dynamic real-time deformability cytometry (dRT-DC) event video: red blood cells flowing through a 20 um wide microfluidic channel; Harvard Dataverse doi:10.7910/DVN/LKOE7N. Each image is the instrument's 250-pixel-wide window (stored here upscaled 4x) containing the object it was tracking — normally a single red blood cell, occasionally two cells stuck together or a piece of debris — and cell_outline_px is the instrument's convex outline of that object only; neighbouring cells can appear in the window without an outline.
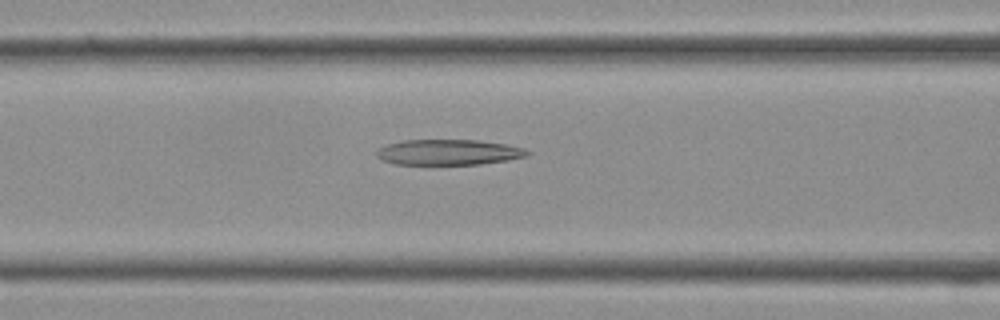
{"species": "Egyptian fruit bat (a non-hibernating species)", "species_latin": "Rousettus aegyptiacus", "temperature_condition": "cold", "stored_images_in_passage": 37, "camera_frame_rate_fps": 3000, "um_per_image_px": 0.085, "frame": {"image": 1, "passage_image": 15, "time_ms": 4.667, "image_size_px": [1000, 320], "cell_outline_px": [[532, 152], [528, 156], [508, 160], [480, 164], [396, 164], [380, 160], [376, 156], [376, 152], [380, 148], [388, 144], [400, 140], [476, 140], [504, 144], [524, 148]], "centroid_in_image_um": [38.13, 12.94], "position_along_channel_um": 128.5, "area_um2": 22.43}}
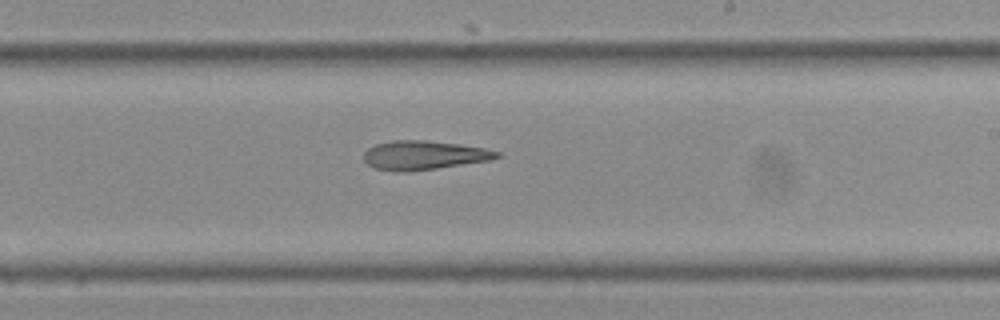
{"frame": {"image": 2, "passage_image": 22, "time_ms": 7.0, "image_size_px": [1000, 320], "cell_outline_px": [[504, 156], [492, 160], [408, 172], [396, 172], [376, 168], [368, 164], [364, 160], [364, 152], [368, 148], [376, 144], [392, 140], [424, 140], [460, 144], [484, 148], [500, 152]], "centroid_in_image_um": [36.06, 13.19], "position_along_channel_um": 252.9, "area_um2": 22.6}}
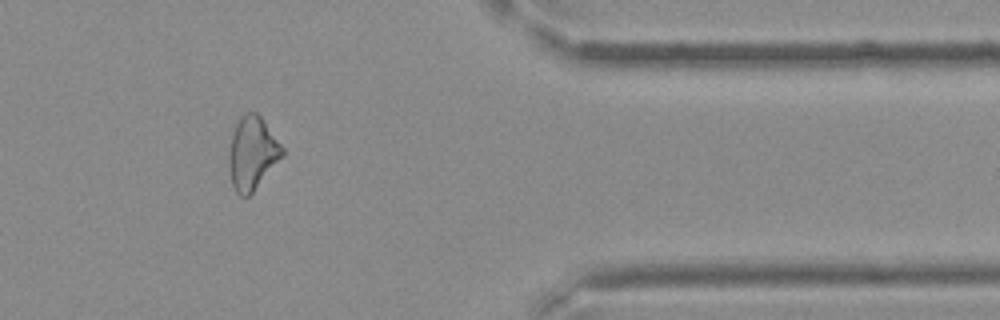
{"frame": {"image": 3, "passage_image": 31, "time_ms": 10.0, "image_size_px": [1000, 320], "cell_outline_px": [[284, 156], [252, 192], [248, 196], [240, 196], [236, 192], [232, 184], [228, 160], [228, 152], [232, 136], [236, 124], [240, 116], [244, 112], [256, 112], [260, 116], [284, 148]], "centroid_in_image_um": [21.44, 13.01], "position_along_channel_um": 390.0, "area_um2": 22.6}}